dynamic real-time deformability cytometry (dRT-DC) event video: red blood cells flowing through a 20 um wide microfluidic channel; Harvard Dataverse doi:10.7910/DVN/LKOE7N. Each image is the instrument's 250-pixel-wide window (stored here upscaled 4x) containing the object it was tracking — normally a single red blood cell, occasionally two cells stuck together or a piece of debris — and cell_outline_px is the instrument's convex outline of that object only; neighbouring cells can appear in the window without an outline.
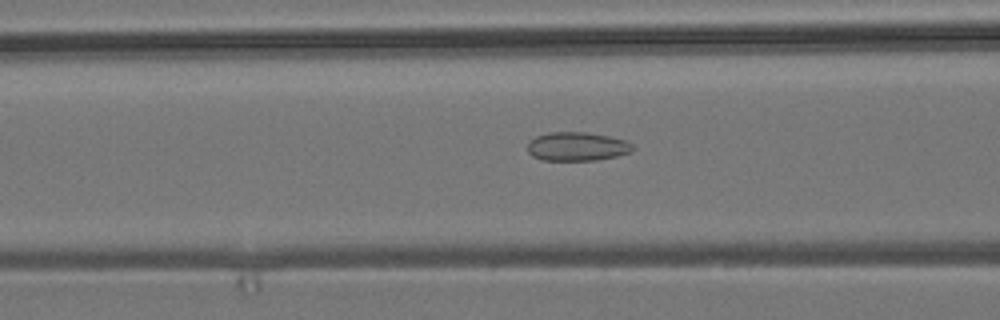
{"species": "common noctule bat (a hibernating species)", "species_latin": "Nyctalus noctula", "temperature_condition": "room temperature", "stored_images_in_passage": 38, "camera_frame_rate_fps": 3000, "um_per_image_px": 0.085, "animal": {"sex": "male", "body_mass_g": 19.2, "forearm_length_mm": 51.8}, "frame": {"image": 1, "passage_image": 6, "time_ms": 1.667, "image_size_px": [1000, 320], "cell_outline_px": [[632, 152], [616, 156], [596, 160], [544, 160], [532, 156], [528, 152], [528, 140], [536, 136], [548, 132], [584, 132], [608, 136], [624, 140], [632, 144]], "centroid_in_image_um": [49.01, 12.45], "position_along_channel_um": 117.6, "area_um2": 17.57}}
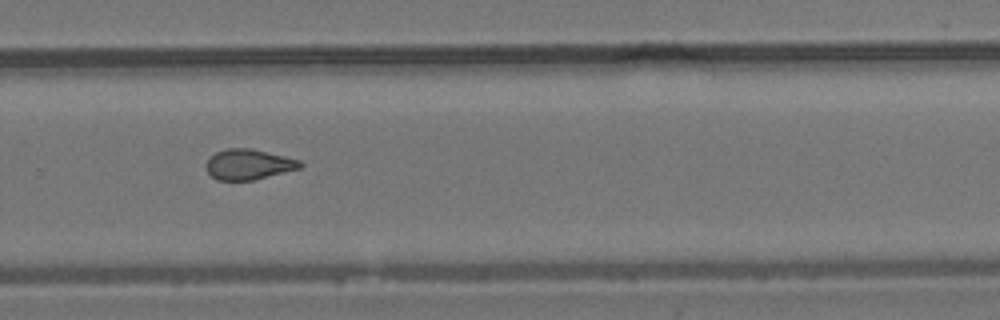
{"frame": {"image": 2, "passage_image": 21, "time_ms": 6.667, "image_size_px": [1000, 320], "cell_outline_px": [[304, 164], [300, 168], [252, 180], [216, 180], [208, 172], [204, 164], [216, 152], [228, 148], [252, 148], [300, 160]], "centroid_in_image_um": [21.12, 13.97], "position_along_channel_um": 308.7, "area_um2": 16.53}}
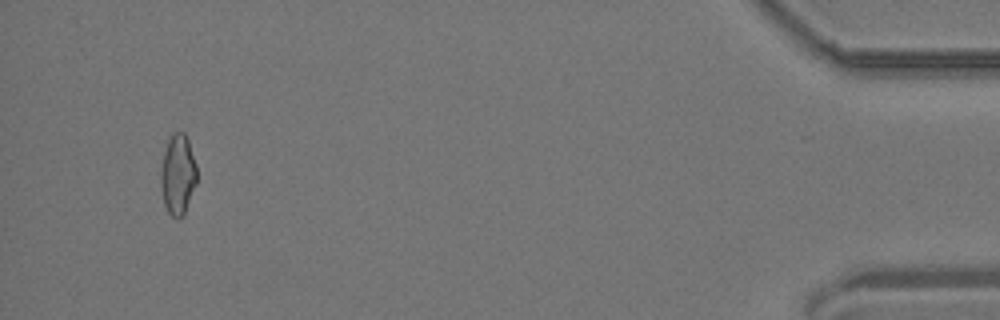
{"frame": {"image": 3, "passage_image": 36, "time_ms": 11.667, "image_size_px": [1000, 320], "cell_outline_px": [[196, 184], [184, 216], [176, 220], [168, 212], [164, 204], [160, 184], [160, 168], [164, 152], [168, 140], [172, 132], [184, 132], [188, 140], [196, 164]], "centroid_in_image_um": [15.11, 14.86], "position_along_channel_um": 420.1, "area_um2": 17.11}, "authors_computed_cell_mechanics": {"area_um2": 16.8487, "velocity_mm_per_s": 3.827, "shape_relaxation_time_tau1_ms": null, "shape_relaxation_time_tau2_ms": 2.2447, "deformation_change_tau1": null, "deformation_change_tau2": 0.0893}}